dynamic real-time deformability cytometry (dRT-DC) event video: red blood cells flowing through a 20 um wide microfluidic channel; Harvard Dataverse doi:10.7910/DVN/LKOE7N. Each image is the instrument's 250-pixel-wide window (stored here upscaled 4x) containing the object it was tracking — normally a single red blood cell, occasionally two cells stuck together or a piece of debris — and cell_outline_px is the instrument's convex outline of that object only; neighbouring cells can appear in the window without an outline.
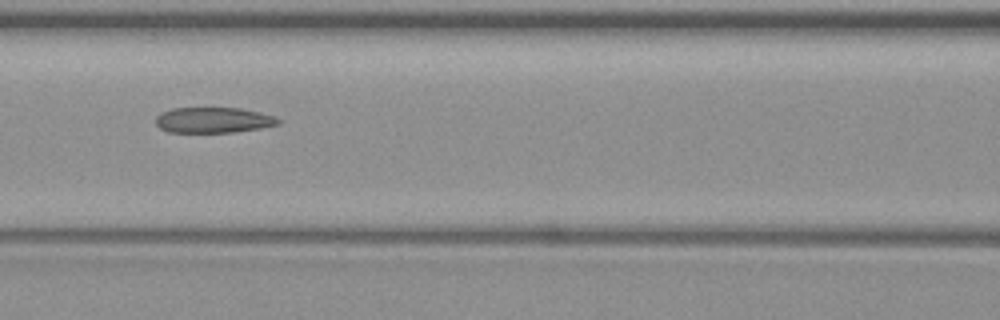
{"species": "common noctule bat (a hibernating species)", "species_latin": "Nyctalus noctula", "temperature_condition": "warm", "stored_images_in_passage": 9, "camera_frame_rate_fps": 3000, "um_per_image_px": 0.085, "animal": {"sex": "female", "body_mass_g": 19.3, "forearm_length_mm": 54.1}, "frame": {"image": 1, "passage_image": 6, "time_ms": 7.333, "image_size_px": [1000, 320], "cell_outline_px": [[280, 124], [260, 128], [232, 132], [168, 132], [160, 128], [156, 124], [156, 116], [160, 112], [172, 108], [240, 108], [276, 116], [280, 120]], "centroid_in_image_um": [18.12, 10.2], "position_along_channel_um": 148.5, "area_um2": 18.26}}
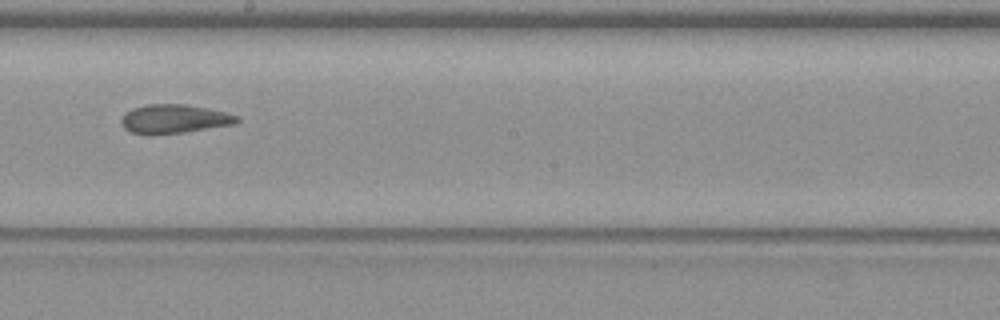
{"frame": {"image": 2, "passage_image": 8, "time_ms": 9.667, "image_size_px": [1000, 320], "cell_outline_px": [[240, 120], [236, 124], [184, 132], [152, 136], [128, 132], [120, 124], [120, 120], [124, 112], [132, 108], [144, 104], [184, 104], [208, 108], [240, 116]], "centroid_in_image_um": [14.75, 10.12], "position_along_channel_um": 233.4, "area_um2": 20.0}}
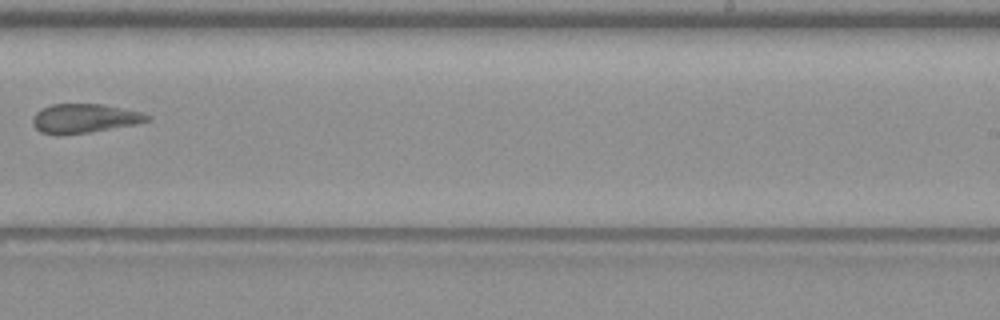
{"frame": {"image": 3, "passage_image": 9, "time_ms": 11.0, "image_size_px": [1000, 320], "cell_outline_px": [[152, 116], [148, 120], [136, 124], [92, 132], [56, 136], [40, 132], [32, 124], [32, 116], [40, 108], [52, 104], [104, 104], [140, 112]], "centroid_in_image_um": [7.12, 10.07], "position_along_channel_um": 281.9, "area_um2": 19.71}}